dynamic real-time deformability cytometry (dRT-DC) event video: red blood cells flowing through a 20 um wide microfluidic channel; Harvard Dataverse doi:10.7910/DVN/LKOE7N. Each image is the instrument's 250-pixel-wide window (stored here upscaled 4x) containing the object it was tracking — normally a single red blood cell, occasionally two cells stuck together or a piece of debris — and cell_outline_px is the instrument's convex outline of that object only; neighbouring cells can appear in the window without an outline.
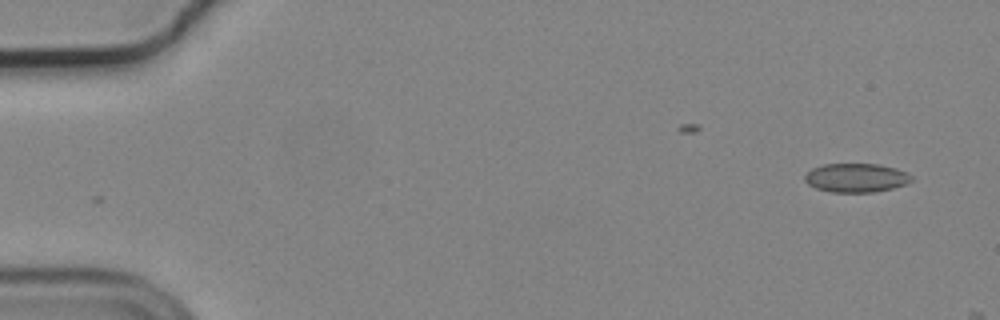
{"species": "common noctule bat (a hibernating species)", "species_latin": "Nyctalus noctula", "temperature_condition": "cold", "stored_images_in_passage": 6, "camera_frame_rate_fps": 3000, "um_per_image_px": 0.085, "animal": {"sex": "male", "body_mass_g": 19.2, "forearm_length_mm": 51.8}, "frame": {"image": 1, "passage_image": 1, "time_ms": 0.0, "image_size_px": [1000, 320], "cell_outline_px": [[912, 180], [904, 184], [892, 188], [876, 192], [832, 192], [816, 188], [808, 184], [804, 180], [804, 176], [812, 168], [824, 164], [876, 164], [896, 168], [908, 172], [912, 176]], "centroid_in_image_um": [72.77, 15.11], "position_along_channel_um": 12.2, "area_um2": 17.92}}